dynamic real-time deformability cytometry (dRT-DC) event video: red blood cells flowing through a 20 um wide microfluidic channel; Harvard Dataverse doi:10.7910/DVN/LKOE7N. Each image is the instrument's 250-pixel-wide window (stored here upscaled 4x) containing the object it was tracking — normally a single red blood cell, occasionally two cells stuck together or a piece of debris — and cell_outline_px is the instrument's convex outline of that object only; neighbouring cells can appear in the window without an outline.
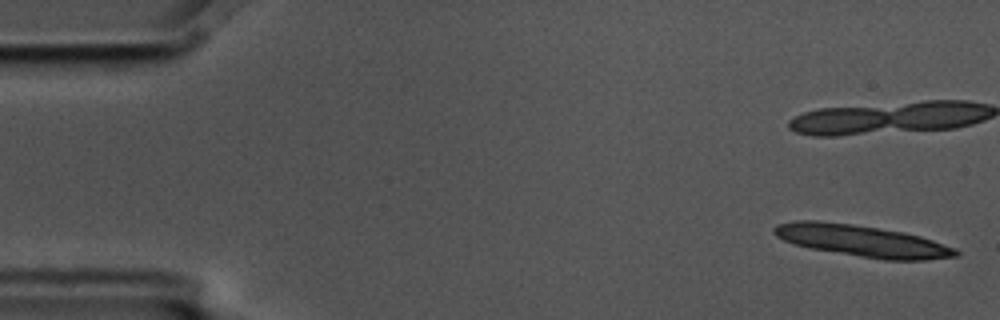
{"species": "common noctule bat (a hibernating species)", "species_latin": "Nyctalus noctula", "temperature_condition": "cold", "stored_images_in_passage": 5, "camera_frame_rate_fps": 3000, "um_per_image_px": 0.085, "animal": {"sex": "male", "body_mass_g": 17.5, "forearm_length_mm": 52.3}, "frame": {"image": 1, "passage_image": 1, "time_ms": 0.0, "image_size_px": [1000, 320], "cell_outline_px": [[960, 256], [924, 260], [884, 260], [812, 248], [796, 244], [784, 240], [776, 236], [772, 232], [772, 228], [776, 224], [796, 220], [820, 220], [852, 224], [904, 232], [920, 236], [956, 248], [960, 252]], "centroid_in_image_um": [73.29, 20.46], "position_along_channel_um": 11.7, "area_um2": 33.35}}